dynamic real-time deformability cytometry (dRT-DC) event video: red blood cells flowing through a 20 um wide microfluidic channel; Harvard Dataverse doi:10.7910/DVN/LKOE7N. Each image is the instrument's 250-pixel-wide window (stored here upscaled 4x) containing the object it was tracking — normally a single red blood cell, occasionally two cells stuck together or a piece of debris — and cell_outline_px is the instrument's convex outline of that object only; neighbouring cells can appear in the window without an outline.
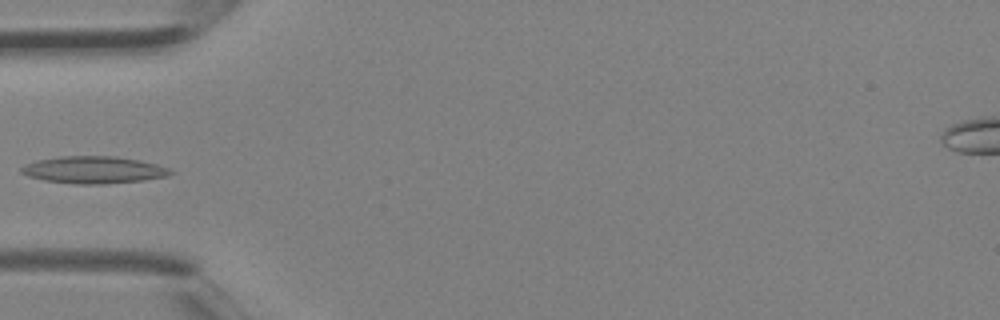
{"species": "Egyptian fruit bat (a non-hibernating species)", "species_latin": "Rousettus aegyptiacus", "temperature_condition": "room temperature", "stored_images_in_passage": 3, "camera_frame_rate_fps": 3000, "um_per_image_px": 0.085, "animal": {"sex": "female"}, "frame": {"image": 1, "passage_image": 3, "time_ms": 0.667, "image_size_px": [1000, 320], "cell_outline_px": [[176, 172], [164, 176], [144, 180], [104, 184], [76, 184], [44, 180], [28, 176], [20, 172], [20, 168], [24, 164], [36, 160], [60, 156], [112, 156], [140, 160], [156, 164], [168, 168]], "centroid_in_image_um": [7.92, 14.43], "position_along_channel_um": 77.1, "area_um2": 23.58}}